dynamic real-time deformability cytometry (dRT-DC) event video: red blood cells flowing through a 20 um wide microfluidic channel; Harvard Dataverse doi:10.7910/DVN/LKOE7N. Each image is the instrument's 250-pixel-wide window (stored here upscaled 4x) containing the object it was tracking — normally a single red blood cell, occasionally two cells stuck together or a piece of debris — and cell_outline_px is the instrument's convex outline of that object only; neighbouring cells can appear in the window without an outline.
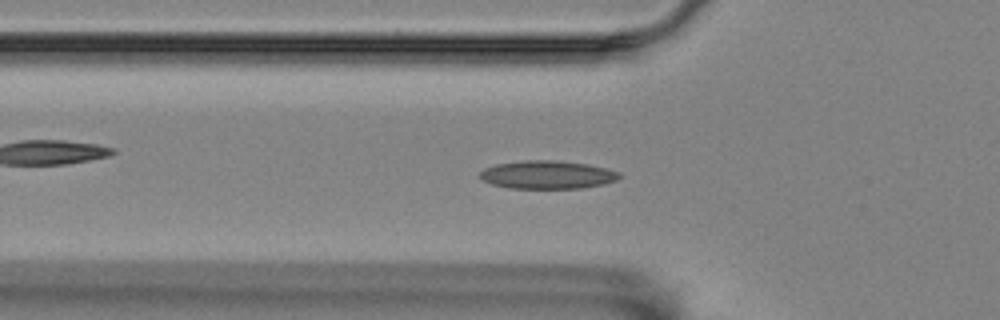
{"species": "Egyptian fruit bat (a non-hibernating species)", "species_latin": "Rousettus aegyptiacus", "temperature_condition": "room temperature", "stored_images_in_passage": 58, "camera_frame_rate_fps": 3000, "um_per_image_px": 0.085, "animal": {"sex": "female"}, "frame": {"image": 1, "passage_image": 19, "time_ms": 6.0, "image_size_px": [1000, 320], "cell_outline_px": [[620, 176], [616, 180], [604, 184], [580, 188], [508, 188], [492, 184], [484, 180], [480, 176], [480, 172], [484, 168], [496, 164], [524, 160], [556, 160], [588, 164], [620, 172]], "centroid_in_image_um": [46.52, 14.85], "position_along_channel_um": 79.3, "area_um2": 22.77}}
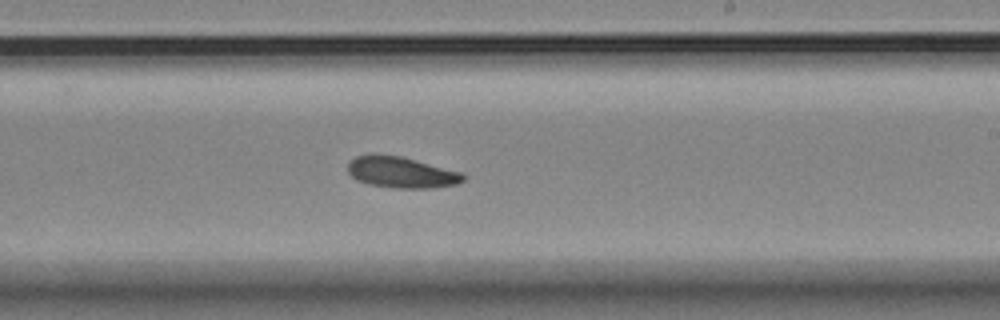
{"frame": {"image": 2, "passage_image": 34, "time_ms": 11.0, "image_size_px": [1000, 320], "cell_outline_px": [[464, 180], [456, 184], [432, 188], [392, 188], [368, 184], [356, 180], [348, 172], [348, 164], [356, 156], [400, 156], [460, 172], [464, 176]], "centroid_in_image_um": [34.11, 14.69], "position_along_channel_um": 254.9, "area_um2": 20.35}}
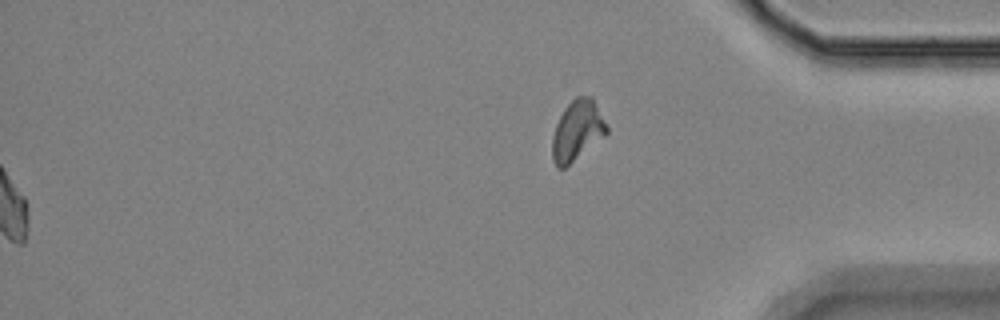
{"frame": {"image": 3, "passage_image": 58, "time_ms": 19.0, "image_size_px": [1000, 320], "cell_outline_px": [[608, 132], [564, 168], [556, 168], [552, 160], [552, 136], [556, 124], [564, 108], [576, 96], [592, 96], [608, 128]], "centroid_in_image_um": [49.03, 11.09], "position_along_channel_um": 386.2, "area_um2": 18.79}}